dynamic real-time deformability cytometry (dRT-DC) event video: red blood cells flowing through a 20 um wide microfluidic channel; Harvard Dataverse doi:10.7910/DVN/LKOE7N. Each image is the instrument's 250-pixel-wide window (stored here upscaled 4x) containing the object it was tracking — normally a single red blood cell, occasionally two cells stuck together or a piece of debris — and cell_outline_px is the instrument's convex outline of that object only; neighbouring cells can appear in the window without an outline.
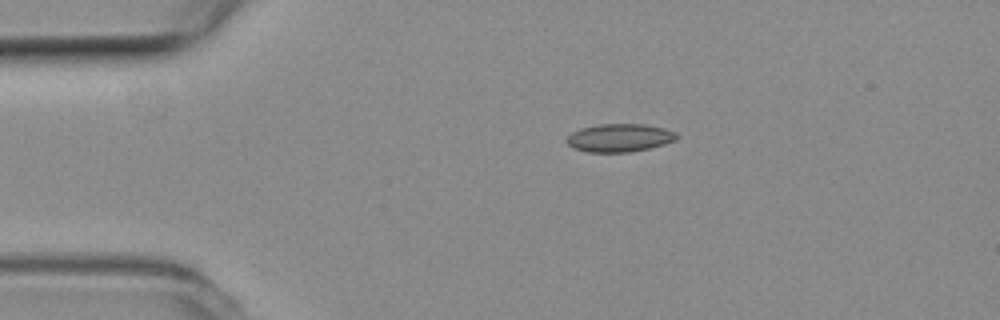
{"species": "common noctule bat (a hibernating species)", "species_latin": "Nyctalus noctula", "temperature_condition": "room temperature", "stored_images_in_passage": 3, "camera_frame_rate_fps": 3000, "um_per_image_px": 0.085, "animal": {"sex": "female", "body_mass_g": 19.3, "forearm_length_mm": 54.1}, "frame": {"image": 1, "passage_image": 1, "time_ms": 0.0, "image_size_px": [1000, 320], "cell_outline_px": [[680, 136], [676, 140], [664, 144], [648, 148], [628, 152], [588, 152], [572, 148], [564, 140], [572, 132], [580, 128], [596, 124], [644, 124], [664, 128], [676, 132]], "centroid_in_image_um": [52.64, 11.71], "position_along_channel_um": 32.4, "area_um2": 18.15}}
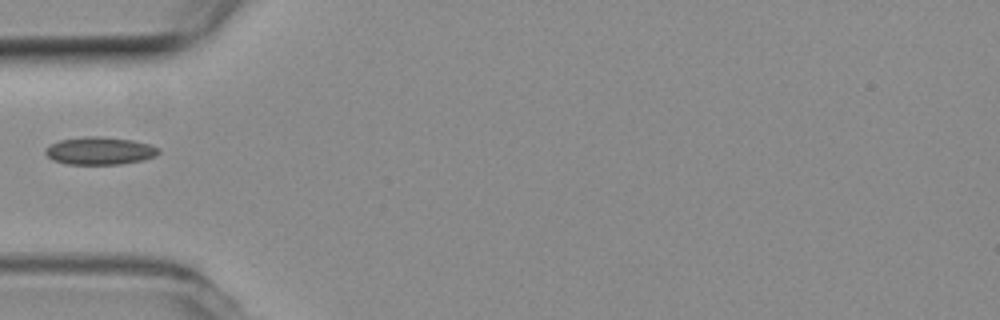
{"frame": {"image": 2, "passage_image": 3, "time_ms": 0.667, "image_size_px": [1000, 320], "cell_outline_px": [[160, 152], [156, 156], [144, 160], [120, 164], [68, 164], [52, 160], [44, 152], [44, 148], [60, 140], [84, 136], [100, 136], [132, 140], [148, 144], [160, 148]], "centroid_in_image_um": [8.49, 12.82], "position_along_channel_um": 76.5, "area_um2": 18.32}}